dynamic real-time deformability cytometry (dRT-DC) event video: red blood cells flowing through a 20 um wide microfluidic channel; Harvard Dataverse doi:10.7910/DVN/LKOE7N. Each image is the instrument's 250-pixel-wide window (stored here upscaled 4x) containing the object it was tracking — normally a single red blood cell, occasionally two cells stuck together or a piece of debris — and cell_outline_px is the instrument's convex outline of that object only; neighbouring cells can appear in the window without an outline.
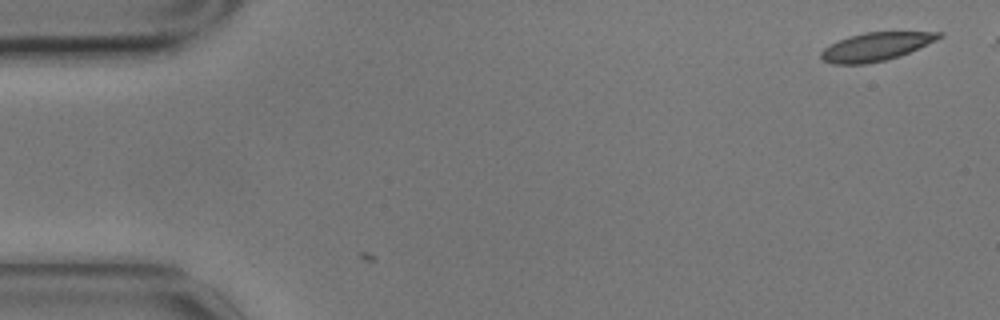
{"species": "common noctule bat (a hibernating species)", "species_latin": "Nyctalus noctula", "temperature_condition": "cold", "stored_images_in_passage": 2, "camera_frame_rate_fps": 3000, "um_per_image_px": 0.085, "animal": {"sex": "male", "body_mass_g": 17.9}, "frame": {"image": 1, "passage_image": 2, "time_ms": 0.333, "image_size_px": [1000, 320], "cell_outline_px": [[944, 36], [936, 40], [900, 56], [884, 60], [864, 64], [832, 64], [824, 60], [820, 56], [820, 52], [824, 48], [848, 36], [864, 32], [944, 32]], "centroid_in_image_um": [74.45, 3.96], "position_along_channel_um": 10.5, "area_um2": 19.25}}